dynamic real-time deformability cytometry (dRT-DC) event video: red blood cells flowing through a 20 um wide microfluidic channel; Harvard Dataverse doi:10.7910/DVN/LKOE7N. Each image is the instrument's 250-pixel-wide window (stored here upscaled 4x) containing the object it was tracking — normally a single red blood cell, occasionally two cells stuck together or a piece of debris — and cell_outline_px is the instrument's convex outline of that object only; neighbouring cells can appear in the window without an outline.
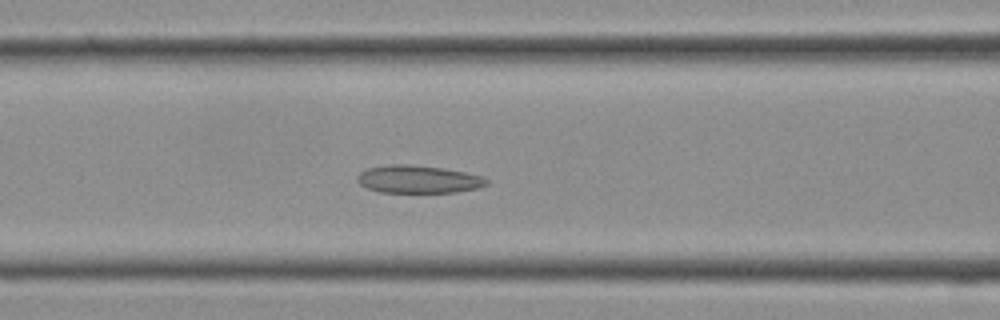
{"species": "Egyptian fruit bat (a non-hibernating species)", "species_latin": "Rousettus aegyptiacus", "temperature_condition": "cold", "stored_images_in_passage": 15, "camera_frame_rate_fps": 3000, "um_per_image_px": 0.085, "frame": {"image": 1, "passage_image": 11, "time_ms": 3.333, "image_size_px": [1000, 320], "cell_outline_px": [[488, 184], [476, 188], [456, 192], [380, 192], [368, 188], [360, 184], [356, 180], [356, 176], [360, 172], [368, 168], [392, 164], [408, 164], [440, 168], [464, 172], [480, 176], [488, 180]], "centroid_in_image_um": [35.51, 15.24], "position_along_channel_um": 131.1, "area_um2": 20.63}}
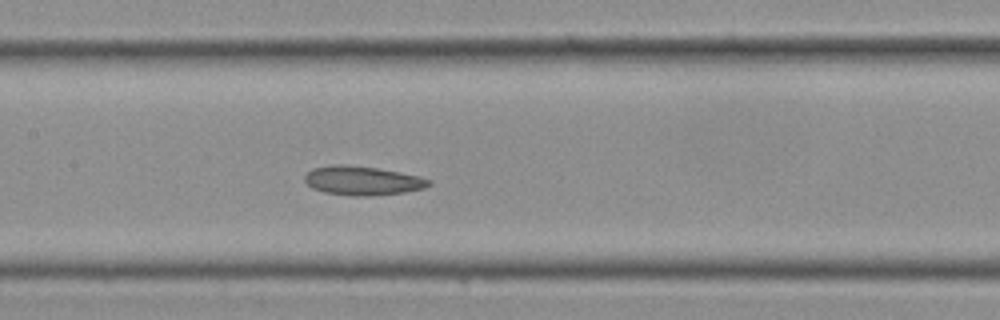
{"frame": {"image": 2, "passage_image": 13, "time_ms": 4.0, "image_size_px": [1000, 320], "cell_outline_px": [[432, 184], [424, 188], [404, 192], [368, 196], [352, 196], [324, 192], [312, 188], [304, 180], [304, 176], [312, 168], [332, 164], [344, 164], [376, 168], [400, 172], [420, 176], [432, 180]], "centroid_in_image_um": [30.81, 15.35], "position_along_channel_um": 176.6, "area_um2": 21.1}}
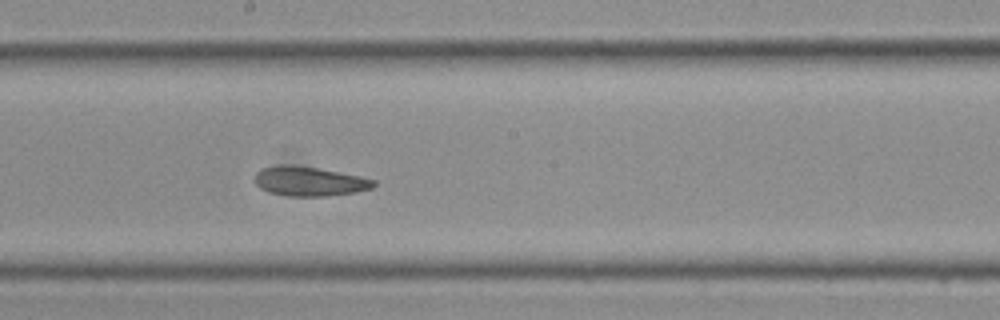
{"frame": {"image": 3, "passage_image": 15, "time_ms": 4.667, "image_size_px": [1000, 320], "cell_outline_px": [[376, 184], [372, 188], [356, 192], [328, 196], [288, 196], [268, 192], [260, 188], [252, 180], [256, 172], [260, 168], [280, 164], [284, 164], [316, 168], [360, 176], [376, 180]], "centroid_in_image_um": [26.25, 15.41], "position_along_channel_um": 222.0, "area_um2": 20.52}}